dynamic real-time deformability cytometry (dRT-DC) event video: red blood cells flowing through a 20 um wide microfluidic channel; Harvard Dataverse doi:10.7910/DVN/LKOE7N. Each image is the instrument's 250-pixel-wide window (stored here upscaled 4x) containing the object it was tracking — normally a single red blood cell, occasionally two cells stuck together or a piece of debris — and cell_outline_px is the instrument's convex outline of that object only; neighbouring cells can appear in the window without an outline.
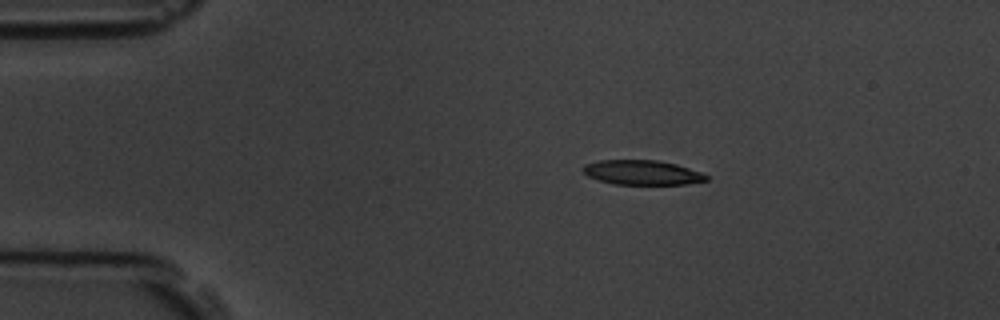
{"species": "common noctule bat (a hibernating species)", "species_latin": "Nyctalus noctula", "temperature_condition": "room temperature", "stored_images_in_passage": 5, "camera_frame_rate_fps": 3000, "um_per_image_px": 0.085, "animal": {"sex": "male", "body_mass_g": 19.5, "forearm_length_mm": 54.6}, "frame": {"image": 1, "passage_image": 3, "time_ms": 2.333, "image_size_px": [1000, 320], "cell_outline_px": [[708, 180], [688, 184], [612, 184], [588, 176], [580, 168], [584, 164], [600, 160], [656, 160], [676, 164], [700, 172], [708, 176]], "centroid_in_image_um": [54.56, 14.66], "position_along_channel_um": 30.4, "area_um2": 17.63}}